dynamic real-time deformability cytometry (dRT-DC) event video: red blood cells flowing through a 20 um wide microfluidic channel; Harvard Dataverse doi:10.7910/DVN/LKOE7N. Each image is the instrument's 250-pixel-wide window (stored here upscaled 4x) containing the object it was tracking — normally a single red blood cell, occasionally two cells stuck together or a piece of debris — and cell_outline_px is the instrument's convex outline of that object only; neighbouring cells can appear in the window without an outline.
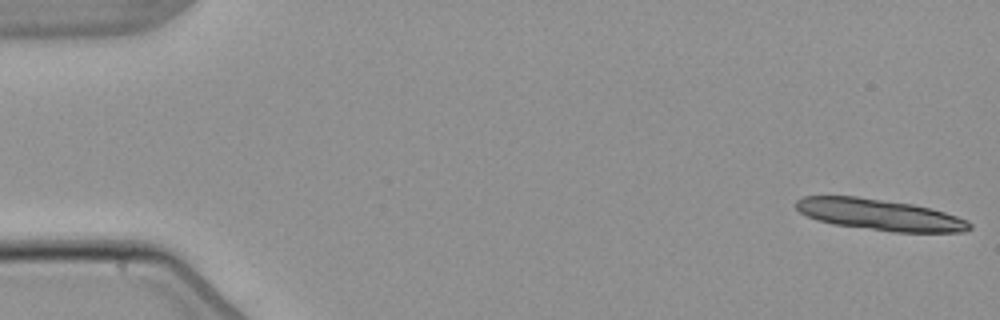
{"species": "common noctule bat (a hibernating species)", "species_latin": "Nyctalus noctula", "temperature_condition": "warm", "stored_images_in_passage": 6, "segment_of_instrument_passage": [1, 2], "camera_frame_rate_fps": 3000, "um_per_image_px": 0.085, "animal": {"sex": "male", "body_mass_g": 21.5, "forearm_length_mm": 52.0}, "frame": {"image": 1, "passage_image": 1, "time_ms": 0.0, "image_size_px": [1000, 320], "cell_outline_px": [[972, 228], [964, 232], [892, 232], [832, 224], [808, 216], [800, 212], [796, 208], [796, 200], [804, 196], [856, 196], [912, 204], [944, 212], [968, 220], [972, 224]], "centroid_in_image_um": [74.79, 18.25], "position_along_channel_um": 10.2, "area_um2": 31.44}}